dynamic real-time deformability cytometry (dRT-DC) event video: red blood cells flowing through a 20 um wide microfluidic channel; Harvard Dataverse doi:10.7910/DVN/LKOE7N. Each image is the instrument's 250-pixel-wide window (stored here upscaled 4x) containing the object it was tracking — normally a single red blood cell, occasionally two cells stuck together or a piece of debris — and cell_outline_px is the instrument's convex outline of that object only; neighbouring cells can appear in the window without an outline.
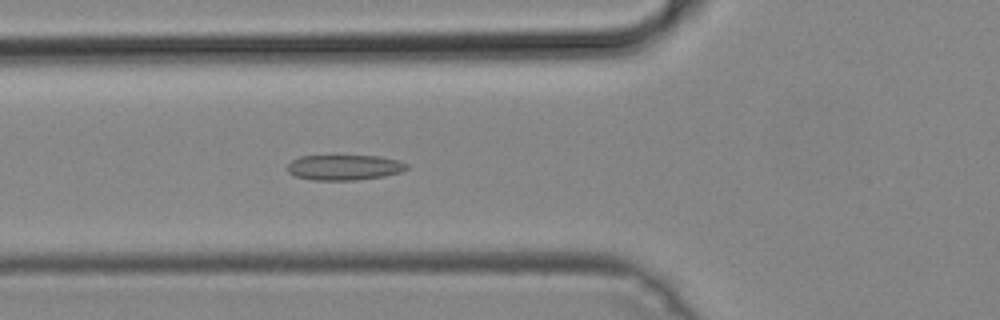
{"species": "common noctule bat (a hibernating species)", "species_latin": "Nyctalus noctula", "temperature_condition": "cold", "stored_images_in_passage": 41, "camera_frame_rate_fps": 3000, "um_per_image_px": 0.085, "animal": {"sex": "male", "body_mass_g": 19.2, "forearm_length_mm": 51.8}, "frame": {"image": 1, "passage_image": 9, "time_ms": 2.667, "image_size_px": [1000, 320], "cell_outline_px": [[408, 168], [400, 172], [384, 176], [356, 180], [312, 180], [296, 176], [288, 172], [288, 164], [292, 160], [300, 156], [380, 156], [400, 160], [408, 164]], "centroid_in_image_um": [29.29, 14.23], "position_along_channel_um": 96.5, "area_um2": 17.63}}
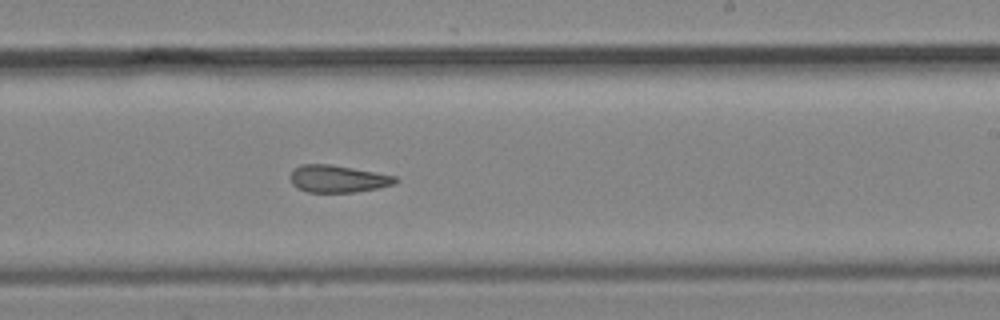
{"frame": {"image": 2, "passage_image": 21, "time_ms": 6.667, "image_size_px": [1000, 320], "cell_outline_px": [[400, 180], [396, 184], [356, 192], [308, 192], [296, 188], [292, 184], [288, 176], [292, 168], [300, 164], [332, 164], [396, 176]], "centroid_in_image_um": [28.67, 15.19], "position_along_channel_um": 260.3, "area_um2": 16.99}}
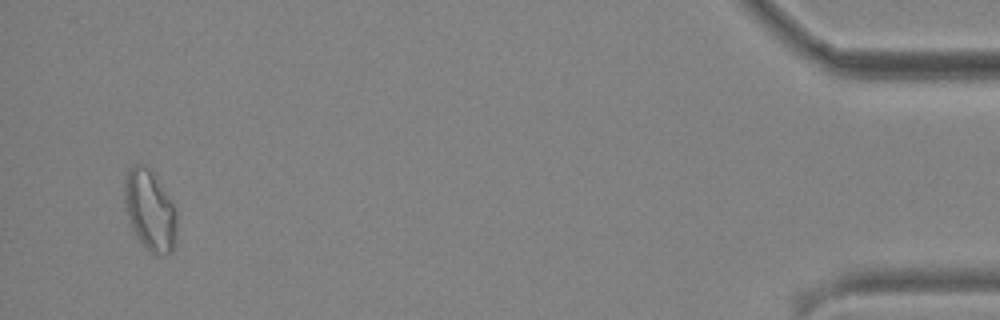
{"frame": {"image": 3, "passage_image": 39, "time_ms": 12.667, "image_size_px": [1000, 320], "cell_outline_px": [[176, 232], [172, 252], [168, 256], [152, 252], [136, 236], [128, 220], [124, 200], [124, 180], [128, 168], [136, 164], [140, 164], [148, 168], [152, 172], [176, 204]], "centroid_in_image_um": [12.75, 17.85], "position_along_channel_um": 422.4, "area_um2": 24.68}}